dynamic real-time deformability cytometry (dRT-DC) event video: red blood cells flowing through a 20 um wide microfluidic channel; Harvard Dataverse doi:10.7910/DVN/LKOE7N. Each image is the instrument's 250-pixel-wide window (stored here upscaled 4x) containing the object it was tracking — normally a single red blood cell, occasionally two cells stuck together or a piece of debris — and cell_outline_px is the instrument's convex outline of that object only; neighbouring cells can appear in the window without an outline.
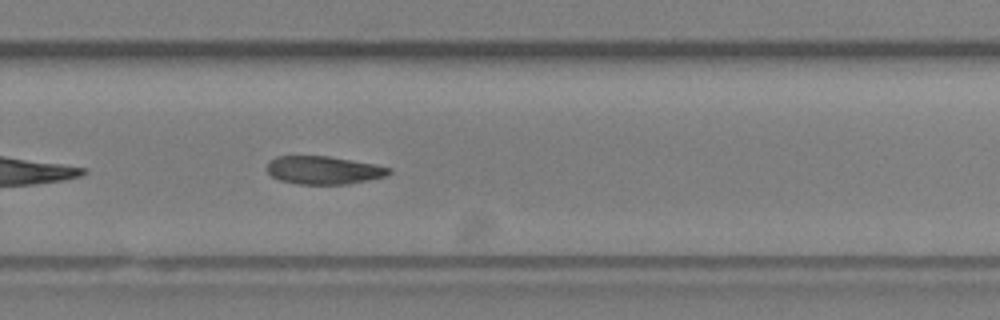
{"species": "Egyptian fruit bat (a non-hibernating species)", "species_latin": "Rousettus aegyptiacus", "temperature_condition": "room temperature", "stored_images_in_passage": 17, "camera_frame_rate_fps": 3000, "um_per_image_px": 0.085, "animal": {"sex": "female"}, "frame": {"image": 1, "passage_image": 17, "time_ms": 5.333, "image_size_px": [1000, 320], "cell_outline_px": [[392, 172], [384, 176], [368, 180], [348, 184], [296, 184], [280, 180], [272, 176], [268, 172], [268, 160], [276, 156], [328, 156], [376, 164], [392, 168]], "centroid_in_image_um": [27.51, 14.46], "position_along_channel_um": 302.3, "area_um2": 20.0}}